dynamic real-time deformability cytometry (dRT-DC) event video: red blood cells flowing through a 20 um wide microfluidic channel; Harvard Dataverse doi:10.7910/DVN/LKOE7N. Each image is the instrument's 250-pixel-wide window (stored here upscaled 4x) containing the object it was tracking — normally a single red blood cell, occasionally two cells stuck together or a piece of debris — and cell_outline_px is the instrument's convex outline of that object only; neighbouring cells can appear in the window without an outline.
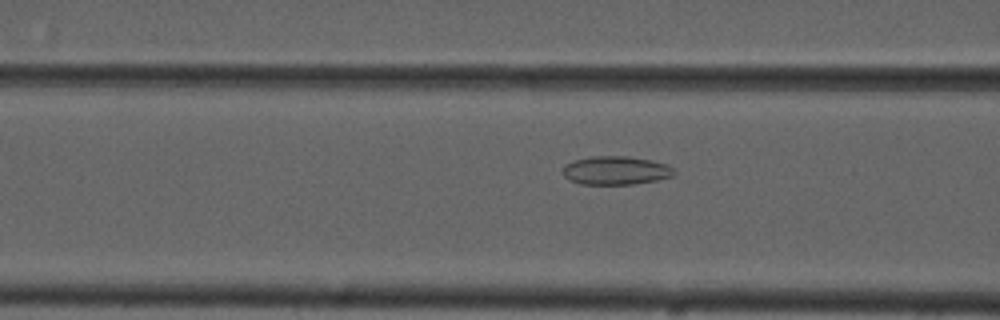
{"species": "common noctule bat (a hibernating species)", "species_latin": "Nyctalus noctula", "temperature_condition": "cold", "stored_images_in_passage": 42, "camera_frame_rate_fps": 3000, "um_per_image_px": 0.085, "animal": {"sex": "male", "forearm_length_mm": 52.5}, "frame": {"image": 1, "passage_image": 9, "time_ms": 2.667, "image_size_px": [1000, 320], "cell_outline_px": [[676, 172], [672, 176], [656, 180], [632, 184], [580, 184], [568, 180], [560, 172], [564, 164], [572, 160], [592, 156], [628, 156], [652, 160], [676, 168]], "centroid_in_image_um": [52.29, 14.48], "position_along_channel_um": 114.3, "area_um2": 18.79}}
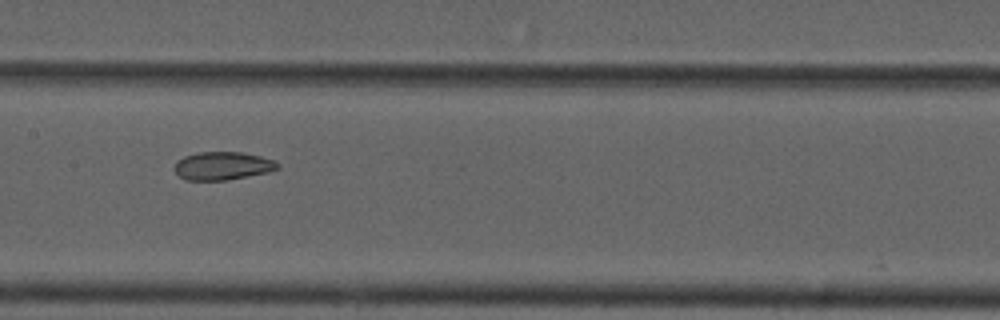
{"frame": {"image": 2, "passage_image": 15, "time_ms": 4.667, "image_size_px": [1000, 320], "cell_outline_px": [[280, 168], [268, 172], [228, 180], [184, 180], [176, 172], [176, 160], [184, 156], [196, 152], [240, 152], [260, 156], [276, 160], [280, 164]], "centroid_in_image_um": [18.95, 14.09], "position_along_channel_um": 188.5, "area_um2": 16.99}}
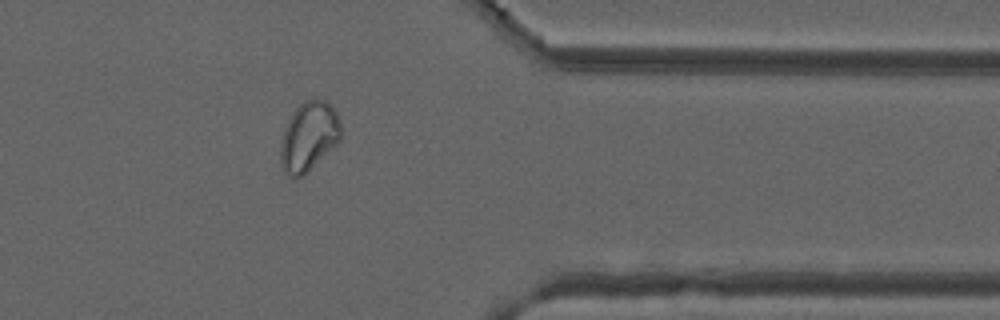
{"frame": {"image": 3, "passage_image": 32, "time_ms": 10.333, "image_size_px": [1000, 320], "cell_outline_px": [[340, 140], [304, 176], [288, 176], [284, 172], [280, 164], [280, 140], [284, 128], [292, 112], [304, 100], [328, 100], [332, 104], [336, 112], [340, 124]], "centroid_in_image_um": [26.22, 11.6], "position_along_channel_um": 385.2, "area_um2": 24.51}, "authors_computed_cell_mechanics": {"area_um2": 19.0451, "velocity_mm_per_s": 3.6993, "shape_relaxation_time_tau1_ms": null, "shape_relaxation_time_tau2_ms": 1.7029, "deformation_change_tau1": null, "deformation_change_tau2": 0.0518}}